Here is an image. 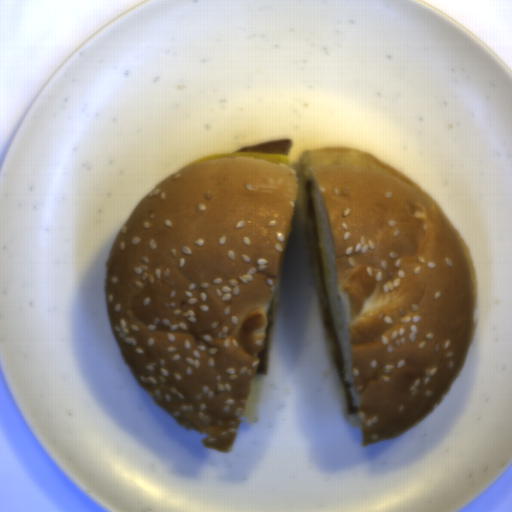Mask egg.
<instances>
[{
	"instance_id": "obj_1",
	"label": "egg",
	"mask_w": 512,
	"mask_h": 512,
	"mask_svg": "<svg viewBox=\"0 0 512 512\" xmlns=\"http://www.w3.org/2000/svg\"><path fill=\"white\" fill-rule=\"evenodd\" d=\"M313 206L318 253L326 285L330 309L344 361L346 371L345 382H347L350 385L349 395L352 399V406H354L355 409H357L359 407V400L355 387L352 383V368L345 335L342 300L338 294L335 252L333 248L326 211L321 203V200L316 190H314Z\"/></svg>"
}]
</instances>
